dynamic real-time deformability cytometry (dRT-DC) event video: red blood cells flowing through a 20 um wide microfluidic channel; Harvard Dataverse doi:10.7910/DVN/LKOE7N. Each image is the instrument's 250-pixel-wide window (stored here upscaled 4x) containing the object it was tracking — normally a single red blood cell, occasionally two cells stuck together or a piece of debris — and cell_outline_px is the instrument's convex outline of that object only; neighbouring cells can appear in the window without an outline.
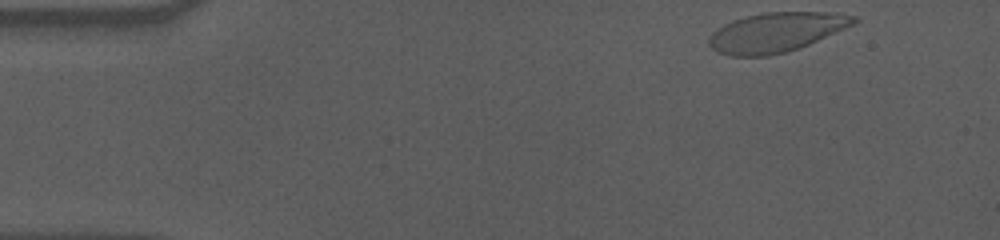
{"species": "human", "species_latin": "Homo sapiens", "temperature_condition": "cold", "stored_images_in_passage": 53, "camera_frame_rate_fps": 3000, "um_per_image_px": 0.085, "donor": {"sex": "male"}, "frame": {"image": 1, "passage_image": 1, "time_ms": 0.0, "image_size_px": [1000, 240], "cell_outline_px": [[860, 20], [844, 28], [800, 48], [768, 56], [728, 56], [716, 52], [708, 44], [708, 36], [716, 28], [732, 20], [764, 12], [836, 12], [856, 16]], "centroid_in_image_um": [65.93, 2.74], "position_along_channel_um": 19.1, "area_um2": 33.41}}
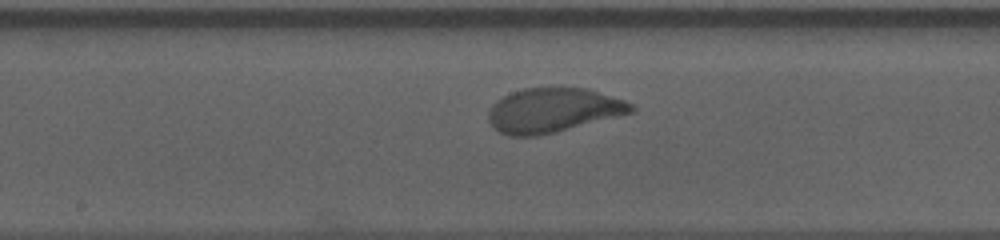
{"frame": {"image": 2, "passage_image": 25, "time_ms": 8.0, "image_size_px": [1000, 240], "cell_outline_px": [[636, 108], [632, 112], [556, 132], [536, 136], [508, 136], [492, 128], [488, 120], [488, 112], [492, 104], [496, 100], [512, 92], [524, 88], [552, 84], [588, 88], [624, 100], [632, 104]], "centroid_in_image_um": [46.97, 9.33], "position_along_channel_um": 201.2, "area_um2": 37.74}}
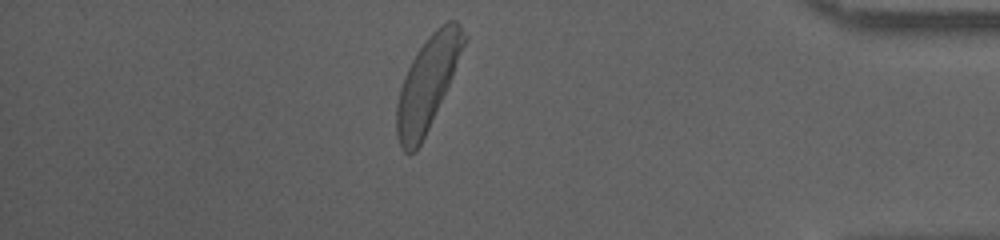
{"frame": {"image": 3, "passage_image": 45, "time_ms": 14.667, "image_size_px": [1000, 240], "cell_outline_px": [[468, 40], [452, 76], [428, 128], [416, 152], [408, 156], [400, 148], [396, 136], [396, 104], [400, 88], [404, 76], [416, 52], [428, 36], [440, 24], [448, 20], [456, 20], [460, 24], [468, 36]], "centroid_in_image_um": [36.33, 7.06], "position_along_channel_um": 398.9, "area_um2": 36.41}, "authors_computed_cell_mechanics": {"area_um2": 36.5874, "velocity_mm_per_s": 3.5112, "shape_relaxation_time_tau1_ms": 2.941, "shape_relaxation_time_tau2_ms": null, "deformation_change_tau1": 0.1603, "deformation_change_tau2": null}}